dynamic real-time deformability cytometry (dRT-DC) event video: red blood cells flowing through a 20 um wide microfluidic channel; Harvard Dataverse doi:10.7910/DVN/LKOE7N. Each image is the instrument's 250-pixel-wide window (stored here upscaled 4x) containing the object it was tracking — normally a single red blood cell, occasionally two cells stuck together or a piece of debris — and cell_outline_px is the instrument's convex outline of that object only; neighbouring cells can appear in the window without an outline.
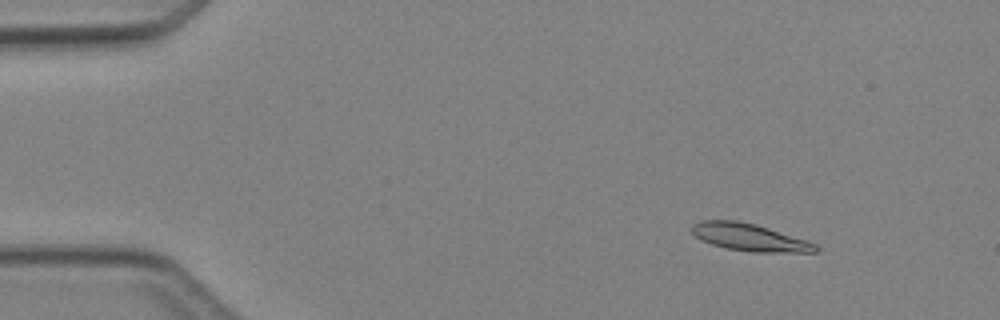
{"species": "Egyptian fruit bat (a non-hibernating species)", "species_latin": "Rousettus aegyptiacus", "temperature_condition": "cold", "stored_images_in_passage": 4, "camera_frame_rate_fps": 3000, "um_per_image_px": 0.085, "animal": {"sex": "female"}, "frame": {"image": 1, "passage_image": 2, "time_ms": 1.0, "image_size_px": [1000, 320], "cell_outline_px": [[820, 248], [816, 252], [752, 252], [728, 248], [712, 244], [700, 240], [692, 232], [692, 224], [700, 220], [736, 220], [756, 224], [808, 240], [816, 244]], "centroid_in_image_um": [63.73, 20.16], "position_along_channel_um": 21.3, "area_um2": 19.77}}
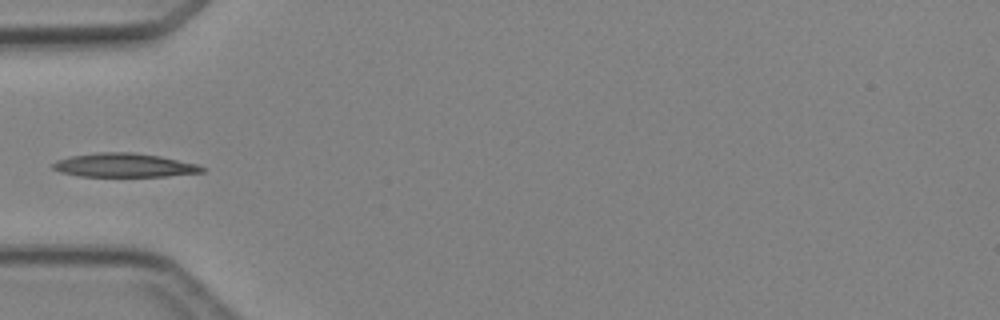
{"frame": {"image": 2, "passage_image": 4, "time_ms": 4.333, "image_size_px": [1000, 320], "cell_outline_px": [[208, 168], [204, 172], [168, 176], [80, 176], [60, 172], [52, 168], [52, 164], [56, 160], [68, 156], [96, 152], [136, 152], [160, 156], [196, 164]], "centroid_in_image_um": [10.55, 14.04], "position_along_channel_um": 74.5, "area_um2": 20.87}}